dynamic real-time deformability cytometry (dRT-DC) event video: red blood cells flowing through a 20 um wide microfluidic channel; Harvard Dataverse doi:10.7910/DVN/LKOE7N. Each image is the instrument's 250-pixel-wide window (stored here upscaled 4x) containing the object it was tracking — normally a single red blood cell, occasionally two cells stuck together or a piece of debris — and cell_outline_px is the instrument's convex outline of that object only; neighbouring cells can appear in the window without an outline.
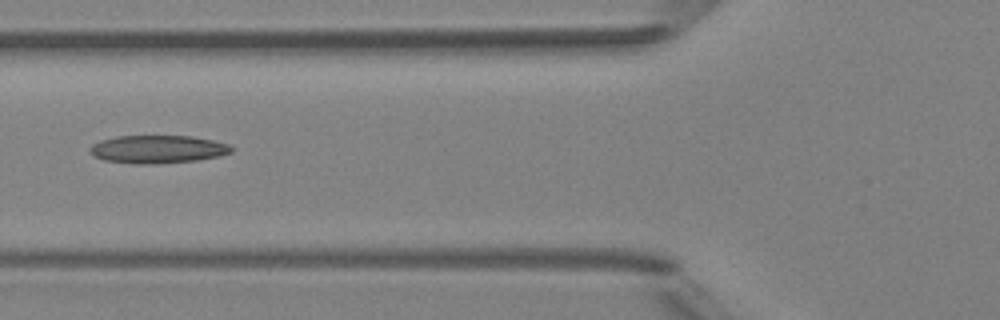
{"species": "Egyptian fruit bat (a non-hibernating species)", "species_latin": "Rousettus aegyptiacus", "temperature_condition": "room temperature", "stored_images_in_passage": 2, "camera_frame_rate_fps": 3000, "um_per_image_px": 0.085, "animal": {"sex": "female"}, "frame": {"image": 1, "passage_image": 2, "time_ms": 1.0, "image_size_px": [1000, 320], "cell_outline_px": [[236, 148], [232, 152], [220, 156], [196, 160], [152, 164], [132, 164], [104, 160], [88, 152], [88, 148], [92, 144], [100, 140], [116, 136], [192, 136], [212, 140], [228, 144]], "centroid_in_image_um": [13.4, 12.68], "position_along_channel_um": 112.4, "area_um2": 23.24}}